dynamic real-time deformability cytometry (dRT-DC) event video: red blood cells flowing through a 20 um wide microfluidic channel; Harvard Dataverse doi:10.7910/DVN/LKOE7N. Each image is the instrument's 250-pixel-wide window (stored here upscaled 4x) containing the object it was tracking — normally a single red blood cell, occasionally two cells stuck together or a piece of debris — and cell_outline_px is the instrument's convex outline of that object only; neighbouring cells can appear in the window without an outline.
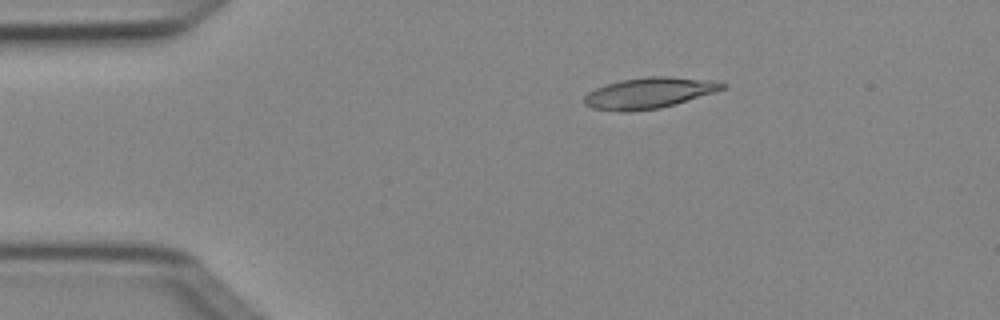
{"species": "Egyptian fruit bat (a non-hibernating species)", "species_latin": "Rousettus aegyptiacus", "temperature_condition": "cold", "stored_images_in_passage": 3, "camera_frame_rate_fps": 3000, "um_per_image_px": 0.085, "animal": {"sex": "female"}, "frame": {"image": 1, "passage_image": 1, "time_ms": 0.0, "image_size_px": [1000, 320], "cell_outline_px": [[728, 84], [724, 88], [716, 92], [660, 108], [628, 112], [620, 112], [592, 108], [584, 104], [584, 96], [588, 92], [604, 84], [620, 80], [648, 76], [668, 76], [712, 80]], "centroid_in_image_um": [55.15, 7.9], "position_along_channel_um": 29.8, "area_um2": 25.03}}
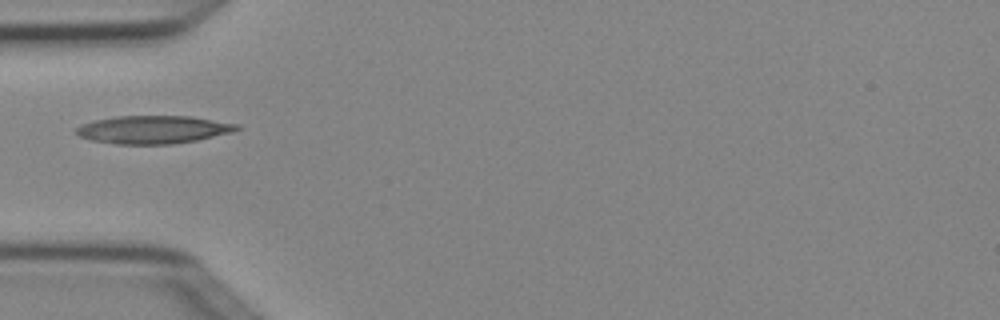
{"frame": {"image": 2, "passage_image": 3, "time_ms": 0.667, "image_size_px": [1000, 320], "cell_outline_px": [[240, 128], [232, 132], [196, 140], [172, 144], [116, 144], [92, 140], [80, 136], [76, 132], [76, 128], [80, 124], [96, 120], [116, 116], [192, 116], [240, 124]], "centroid_in_image_um": [13.04, 11.01], "position_along_channel_um": 72.0, "area_um2": 26.13}}